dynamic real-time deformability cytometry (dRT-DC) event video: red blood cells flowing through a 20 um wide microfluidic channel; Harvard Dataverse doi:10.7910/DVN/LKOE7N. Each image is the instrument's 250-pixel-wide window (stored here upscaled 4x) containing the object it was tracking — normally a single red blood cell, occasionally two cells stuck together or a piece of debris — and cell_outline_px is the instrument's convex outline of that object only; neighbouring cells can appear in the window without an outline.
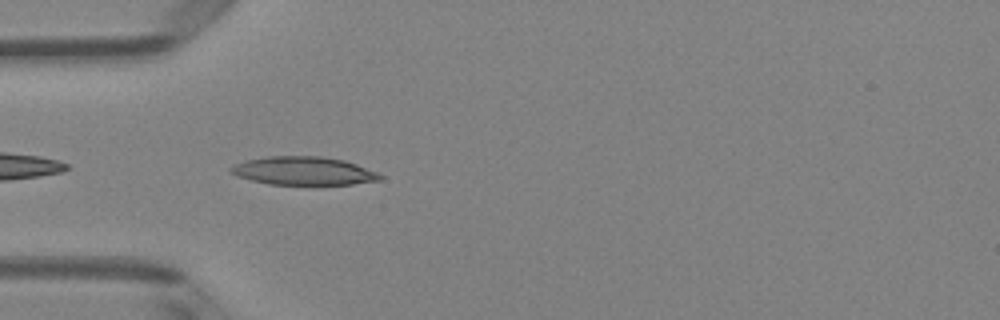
{"species": "Egyptian fruit bat (a non-hibernating species)", "species_latin": "Rousettus aegyptiacus", "temperature_condition": "room temperature", "stored_images_in_passage": 9, "camera_frame_rate_fps": 3000, "um_per_image_px": 0.085, "animal": {"sex": "female"}, "frame": {"image": 1, "passage_image": 2, "time_ms": 0.333, "image_size_px": [1000, 320], "cell_outline_px": [[384, 176], [380, 180], [352, 184], [268, 184], [236, 176], [228, 172], [228, 168], [236, 164], [248, 160], [268, 156], [320, 156], [344, 160], [356, 164], [376, 172]], "centroid_in_image_um": [25.78, 14.52], "position_along_channel_um": 59.2, "area_um2": 24.45}}
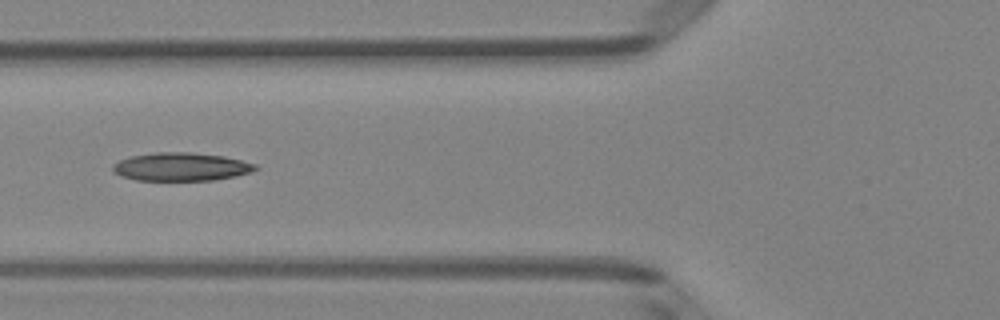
{"frame": {"image": 2, "passage_image": 6, "time_ms": 1.667, "image_size_px": [1000, 320], "cell_outline_px": [[260, 168], [252, 172], [236, 176], [216, 180], [136, 180], [120, 176], [112, 172], [112, 164], [128, 156], [156, 152], [188, 152], [224, 156], [256, 164]], "centroid_in_image_um": [15.38, 14.18], "position_along_channel_um": 110.4, "area_um2": 23.7}}